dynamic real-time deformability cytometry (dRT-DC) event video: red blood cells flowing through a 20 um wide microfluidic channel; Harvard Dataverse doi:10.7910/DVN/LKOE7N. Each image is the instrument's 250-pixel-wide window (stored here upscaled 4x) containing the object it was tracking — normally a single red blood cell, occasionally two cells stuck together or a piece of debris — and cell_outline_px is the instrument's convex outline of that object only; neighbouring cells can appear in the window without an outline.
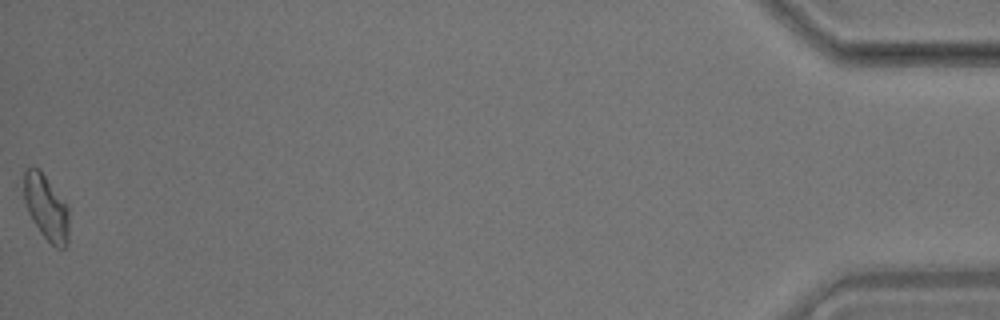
{"species": "common noctule bat (a hibernating species)", "species_latin": "Nyctalus noctula", "temperature_condition": "room temperature", "stored_images_in_passage": 50, "camera_frame_rate_fps": 3000, "um_per_image_px": 0.085, "animal": {"sex": "male", "body_mass_g": 17.9}, "frame": {"image": 1, "passage_image": 50, "time_ms": 16.333, "image_size_px": [1000, 320], "cell_outline_px": [[68, 244], [64, 248], [56, 248], [40, 232], [32, 220], [28, 212], [24, 200], [24, 172], [28, 168], [36, 168], [44, 176], [68, 204]], "centroid_in_image_um": [3.94, 17.68], "position_along_channel_um": 431.3, "area_um2": 16.94}, "authors_computed_cell_mechanics": {"area_um2": 16.762, "velocity_mm_per_s": 3.5507, "shape_relaxation_time_tau1_ms": null, "shape_relaxation_time_tau2_ms": 3.1208, "deformation_change_tau1": null, "deformation_change_tau2": 0.1029}}